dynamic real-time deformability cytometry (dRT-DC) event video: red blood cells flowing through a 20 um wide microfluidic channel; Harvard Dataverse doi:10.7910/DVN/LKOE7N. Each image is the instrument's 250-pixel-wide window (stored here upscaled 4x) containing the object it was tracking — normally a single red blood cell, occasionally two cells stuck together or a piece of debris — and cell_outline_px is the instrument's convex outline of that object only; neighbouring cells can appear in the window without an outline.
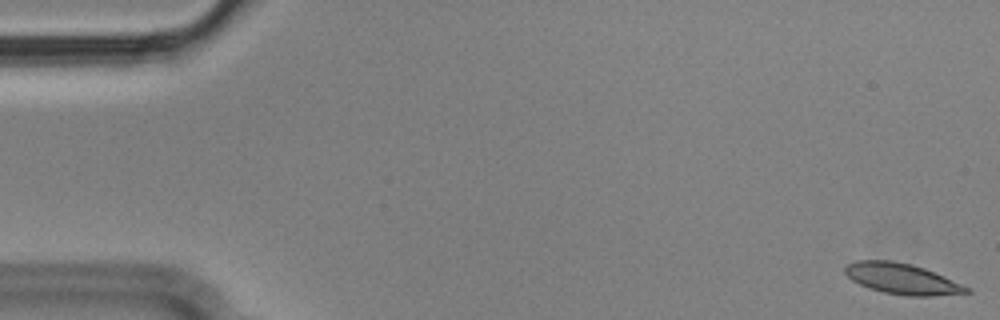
{"species": "Egyptian fruit bat (a non-hibernating species)", "species_latin": "Rousettus aegyptiacus", "temperature_condition": "cold", "stored_images_in_passage": 56, "camera_frame_rate_fps": 3000, "um_per_image_px": 0.085, "animal": {"sex": "male"}, "frame": {"image": 1, "passage_image": 1, "time_ms": 0.0, "image_size_px": [1000, 320], "cell_outline_px": [[972, 292], [932, 296], [908, 296], [884, 292], [860, 284], [852, 280], [844, 272], [844, 268], [848, 264], [856, 260], [892, 260], [924, 268], [960, 284], [968, 288]], "centroid_in_image_um": [76.63, 23.69], "position_along_channel_um": 8.4, "area_um2": 21.27}}
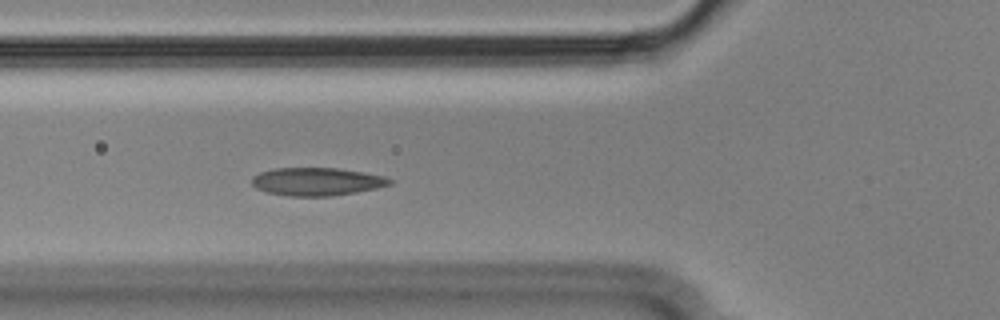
{"frame": {"image": 2, "passage_image": 20, "time_ms": 6.333, "image_size_px": [1000, 320], "cell_outline_px": [[392, 184], [376, 188], [356, 192], [332, 196], [288, 196], [268, 192], [256, 188], [252, 184], [252, 176], [260, 172], [276, 168], [336, 168], [364, 172], [384, 176], [392, 180]], "centroid_in_image_um": [26.93, 15.43], "position_along_channel_um": 98.9, "area_um2": 22.43}}
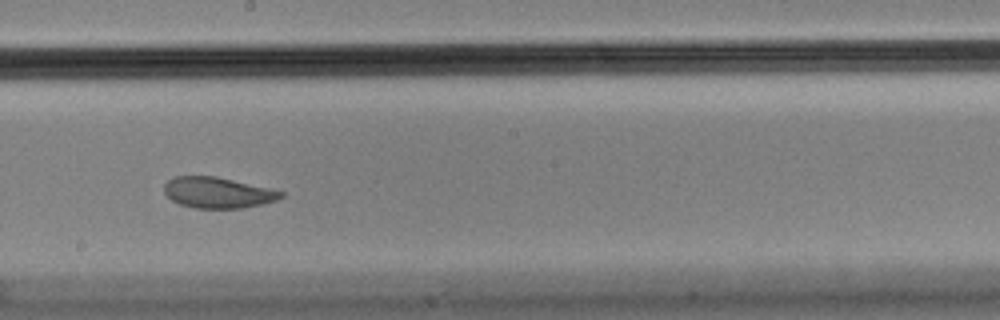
{"frame": {"image": 3, "passage_image": 31, "time_ms": 10.0, "image_size_px": [1000, 320], "cell_outline_px": [[284, 196], [276, 200], [244, 208], [196, 208], [180, 204], [172, 200], [164, 192], [164, 184], [168, 180], [176, 176], [216, 176], [284, 192]], "centroid_in_image_um": [18.48, 16.37], "position_along_channel_um": 229.7, "area_um2": 20.75}, "authors_computed_cell_mechanics": {"area_um2": 22.3686, "velocity_mm_per_s": 3.5587, "shape_relaxation_time_tau1_ms": null, "shape_relaxation_time_tau2_ms": 1.3626, "deformation_change_tau1": null, "deformation_change_tau2": 0.0566}}